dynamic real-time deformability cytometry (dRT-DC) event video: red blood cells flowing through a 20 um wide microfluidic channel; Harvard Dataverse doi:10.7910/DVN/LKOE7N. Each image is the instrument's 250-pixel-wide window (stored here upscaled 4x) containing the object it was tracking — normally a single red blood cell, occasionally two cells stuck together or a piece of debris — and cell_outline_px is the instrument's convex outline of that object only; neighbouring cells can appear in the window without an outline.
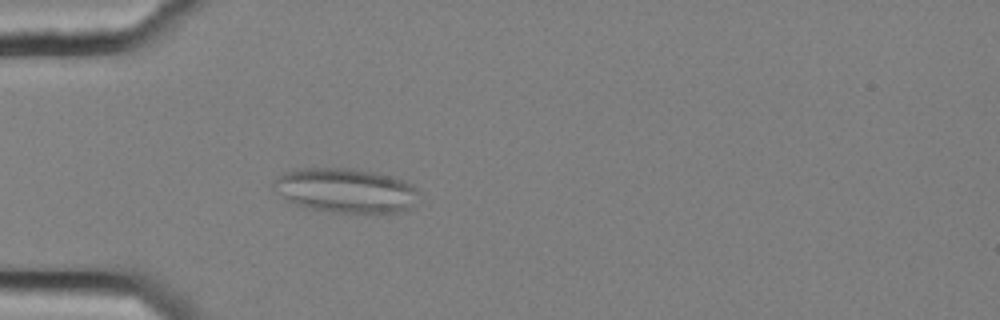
{"species": "common noctule bat (a hibernating species)", "species_latin": "Nyctalus noctula", "temperature_condition": "cold", "stored_images_in_passage": 56, "camera_frame_rate_fps": 3000, "um_per_image_px": 0.085, "animal": {"sex": "female", "body_mass_g": 25.1}, "frame": {"image": 1, "passage_image": 17, "time_ms": 5.333, "image_size_px": [1000, 320], "cell_outline_px": [[420, 192], [416, 204], [404, 212], [332, 212], [312, 208], [296, 204], [288, 200], [272, 188], [272, 180], [284, 172], [300, 168], [352, 168], [392, 176], [404, 180], [412, 184]], "centroid_in_image_um": [29.42, 16.18], "position_along_channel_um": 55.6, "area_um2": 37.74}}